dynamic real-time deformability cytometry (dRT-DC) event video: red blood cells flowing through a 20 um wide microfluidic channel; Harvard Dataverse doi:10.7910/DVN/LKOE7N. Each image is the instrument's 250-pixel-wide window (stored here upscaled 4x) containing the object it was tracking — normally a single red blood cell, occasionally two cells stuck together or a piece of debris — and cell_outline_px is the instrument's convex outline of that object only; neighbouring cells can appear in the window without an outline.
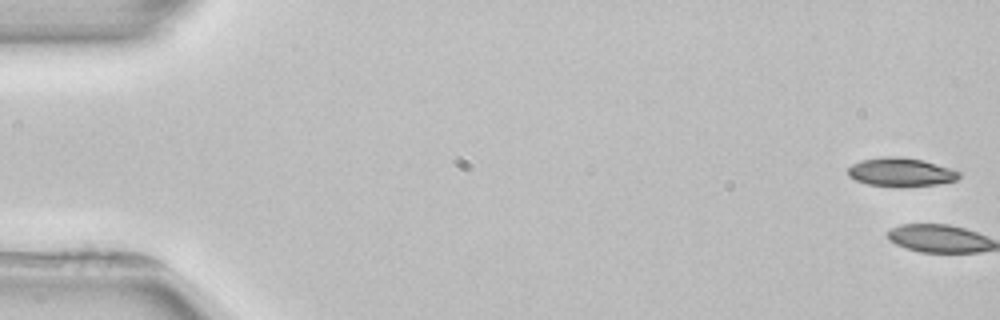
{"species": "common noctule bat (a hibernating species)", "species_latin": "Nyctalus noctula", "temperature_condition": "room temperature", "stored_images_in_passage": 5, "camera_frame_rate_fps": 3000, "um_per_image_px": 0.085, "animal": {"sex": "female", "body_mass_g": 22.7, "forearm_length_mm": 54.2}, "frame": {"image": 1, "passage_image": 1, "time_ms": 0.0, "image_size_px": [1000, 320], "cell_outline_px": [[960, 176], [956, 180], [936, 184], [900, 188], [868, 184], [856, 180], [848, 176], [848, 168], [852, 164], [860, 160], [884, 156], [900, 156], [924, 160], [960, 172]], "centroid_in_image_um": [76.54, 14.63], "position_along_channel_um": 8.5, "area_um2": 18.73}}
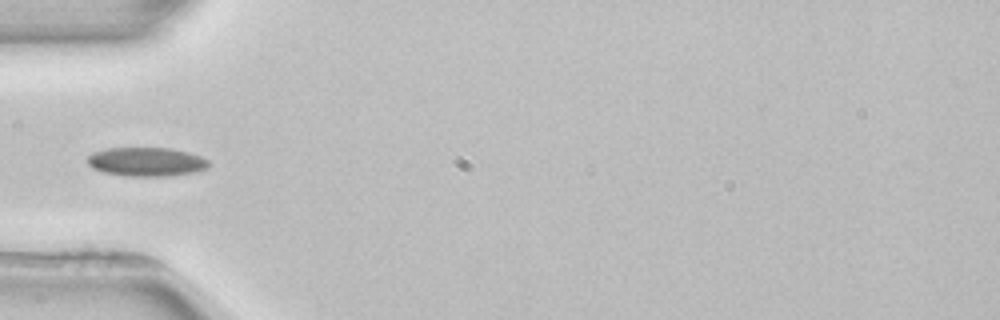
{"frame": {"image": 2, "passage_image": 5, "time_ms": 6.0, "image_size_px": [1000, 320], "cell_outline_px": [[212, 164], [208, 168], [196, 172], [168, 176], [124, 176], [104, 172], [92, 168], [88, 164], [88, 156], [92, 152], [108, 148], [172, 148], [188, 152], [200, 156], [208, 160]], "centroid_in_image_um": [12.47, 13.75], "position_along_channel_um": 72.5, "area_um2": 20.63}}